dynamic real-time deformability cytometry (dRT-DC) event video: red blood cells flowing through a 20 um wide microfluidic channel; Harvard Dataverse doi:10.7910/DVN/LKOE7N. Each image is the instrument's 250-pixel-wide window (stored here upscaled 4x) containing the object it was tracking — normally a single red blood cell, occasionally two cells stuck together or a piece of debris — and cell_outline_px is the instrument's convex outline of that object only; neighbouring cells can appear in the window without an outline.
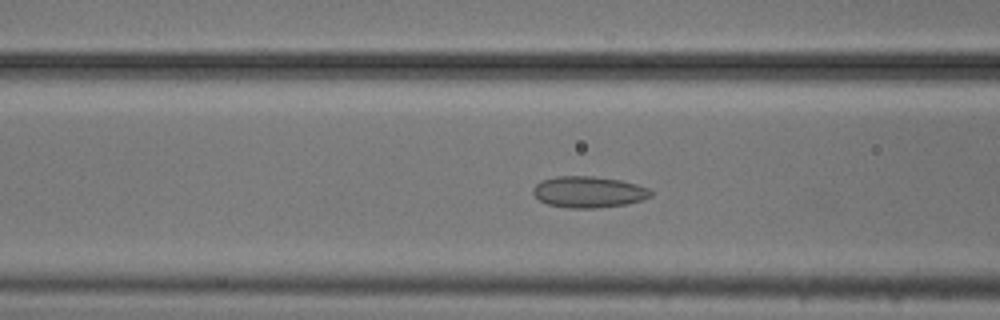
{"species": "common noctule bat (a hibernating species)", "species_latin": "Nyctalus noctula", "temperature_condition": "cold", "stored_images_in_passage": 54, "camera_frame_rate_fps": 3000, "um_per_image_px": 0.085, "animal": {"sex": "male", "body_mass_g": 20.5, "forearm_length_mm": 52.5}, "frame": {"image": 1, "passage_image": 21, "time_ms": 6.667, "image_size_px": [1000, 320], "cell_outline_px": [[652, 196], [644, 200], [628, 204], [596, 208], [568, 208], [548, 204], [540, 200], [532, 192], [532, 188], [540, 180], [556, 176], [592, 176], [620, 180], [636, 184], [648, 188], [652, 192]], "centroid_in_image_um": [50.04, 16.32], "position_along_channel_um": 116.6, "area_um2": 21.62}}
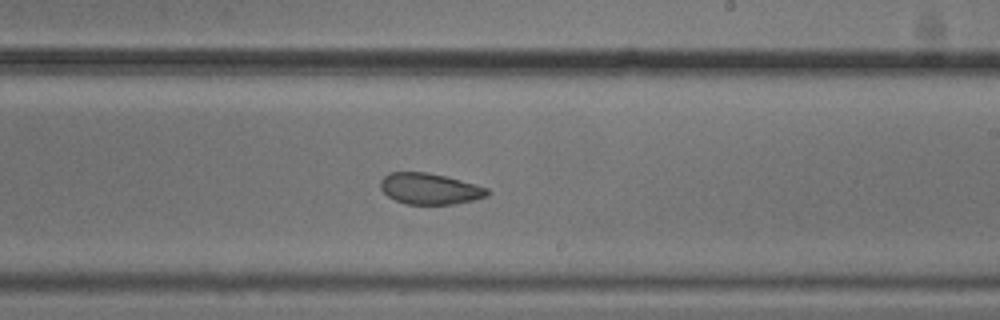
{"frame": {"image": 2, "passage_image": 32, "time_ms": 10.333, "image_size_px": [1000, 320], "cell_outline_px": [[492, 192], [488, 196], [472, 200], [452, 204], [408, 204], [396, 200], [388, 196], [380, 188], [380, 180], [388, 172], [424, 172], [444, 176], [476, 184], [488, 188]], "centroid_in_image_um": [36.54, 16.04], "position_along_channel_um": 252.5, "area_um2": 19.31}}
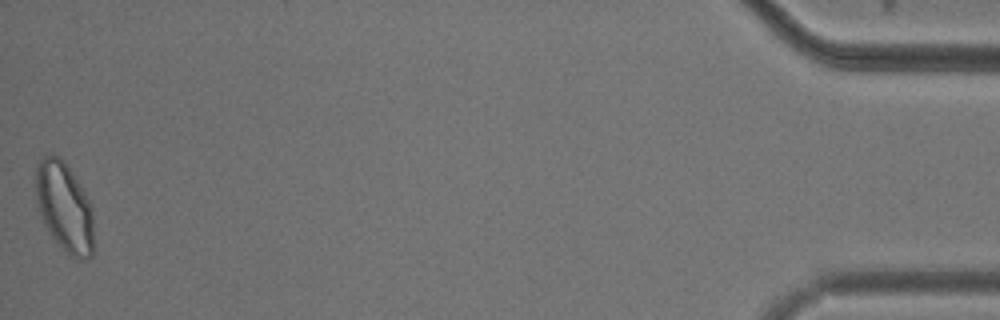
{"frame": {"image": 3, "passage_image": 54, "time_ms": 17.667, "image_size_px": [1000, 320], "cell_outline_px": [[92, 256], [84, 260], [80, 260], [68, 256], [52, 236], [36, 204], [36, 164], [44, 156], [52, 152], [68, 168], [84, 192], [92, 208]], "centroid_in_image_um": [5.46, 17.63], "position_along_channel_um": 429.7, "area_um2": 29.65}, "authors_computed_cell_mechanics": {"area_um2": 22.542, "velocity_mm_per_s": 3.7059, "shape_relaxation_time_tau1_ms": null, "shape_relaxation_time_tau2_ms": 2.3824, "deformation_change_tau1": null, "deformation_change_tau2": 0.0642}}